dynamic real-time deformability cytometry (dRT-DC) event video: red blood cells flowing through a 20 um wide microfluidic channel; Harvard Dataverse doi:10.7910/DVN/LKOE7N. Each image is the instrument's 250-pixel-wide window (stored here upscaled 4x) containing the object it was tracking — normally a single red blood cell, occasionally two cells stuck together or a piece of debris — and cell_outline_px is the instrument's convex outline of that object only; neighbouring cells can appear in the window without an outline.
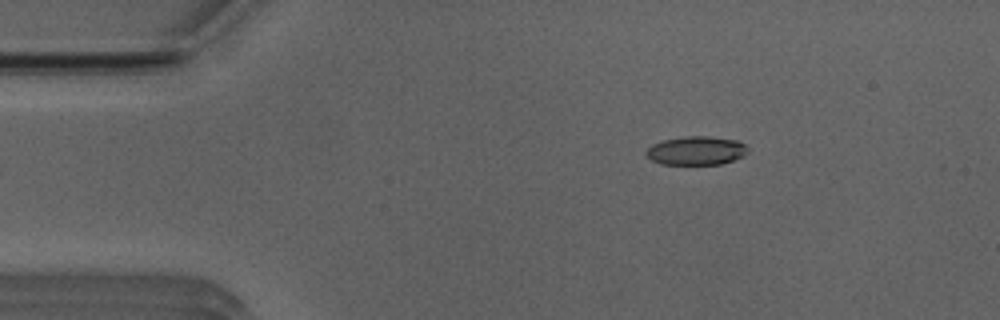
{"species": "Egyptian fruit bat (a non-hibernating species)", "species_latin": "Rousettus aegyptiacus", "temperature_condition": "room temperature", "stored_images_in_passage": 33, "camera_frame_rate_fps": 3000, "um_per_image_px": 0.085, "animal": {"sex": "male"}, "frame": {"image": 1, "passage_image": 1, "time_ms": 0.0, "image_size_px": [1000, 320], "cell_outline_px": [[748, 152], [744, 156], [720, 164], [660, 164], [652, 160], [644, 152], [652, 144], [664, 140], [688, 136], [708, 136], [736, 140], [744, 144], [748, 148]], "centroid_in_image_um": [59.18, 12.8], "position_along_channel_um": 25.8, "area_um2": 16.88}}
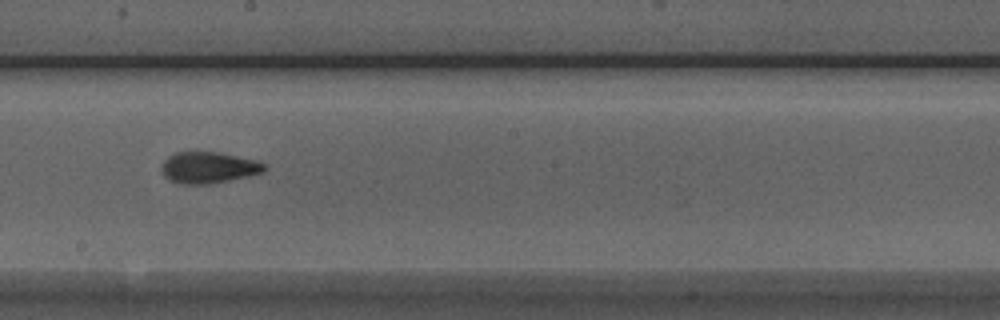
{"frame": {"image": 2, "passage_image": 21, "time_ms": 6.667, "image_size_px": [1000, 320], "cell_outline_px": [[268, 168], [264, 172], [248, 176], [208, 184], [180, 184], [168, 180], [164, 176], [164, 160], [168, 156], [176, 152], [188, 148], [196, 148], [256, 160], [264, 164]], "centroid_in_image_um": [17.7, 14.19], "position_along_channel_um": 230.5, "area_um2": 19.25}}
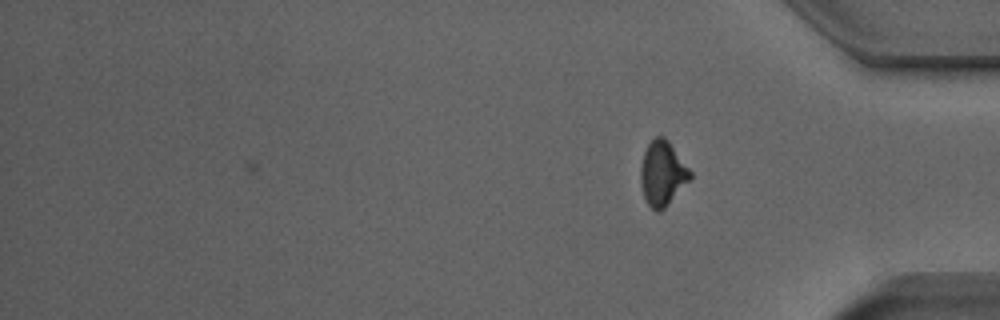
{"frame": {"image": 3, "passage_image": 33, "time_ms": 10.667, "image_size_px": [1000, 320], "cell_outline_px": [[692, 176], [664, 208], [660, 212], [656, 212], [648, 204], [644, 196], [640, 180], [640, 168], [644, 152], [648, 144], [656, 136], [664, 136], [668, 140], [692, 172]], "centroid_in_image_um": [56.29, 14.72], "position_along_channel_um": 378.9, "area_um2": 18.38}, "authors_computed_cell_mechanics": {"area_um2": 18.5538, "velocity_mm_per_s": 3.9653, "shape_relaxation_time_tau1_ms": 3.0426, "shape_relaxation_time_tau2_ms": 1.8663, "deformation_change_tau1": 0.1477, "deformation_change_tau2": 0.092}}